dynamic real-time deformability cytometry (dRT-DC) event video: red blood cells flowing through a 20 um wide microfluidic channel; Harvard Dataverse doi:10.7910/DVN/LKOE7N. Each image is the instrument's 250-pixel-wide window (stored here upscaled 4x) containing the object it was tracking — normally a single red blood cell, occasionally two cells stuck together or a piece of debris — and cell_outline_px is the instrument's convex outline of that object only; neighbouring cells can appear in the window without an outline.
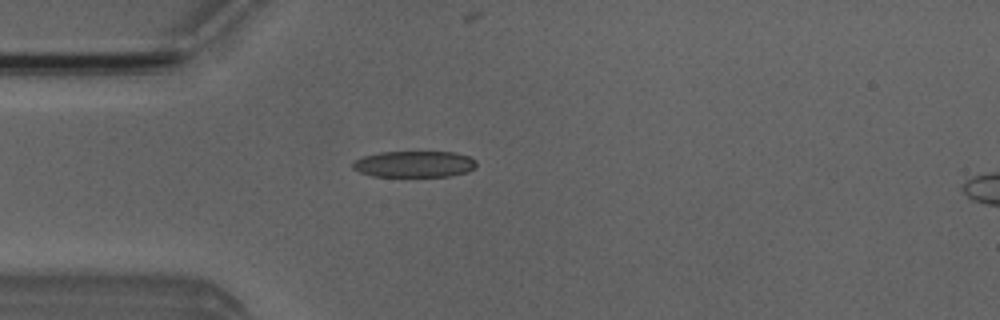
{"species": "Egyptian fruit bat (a non-hibernating species)", "species_latin": "Rousettus aegyptiacus", "temperature_condition": "room temperature", "stored_images_in_passage": 4, "camera_frame_rate_fps": 3000, "um_per_image_px": 0.085, "animal": {"sex": "male"}, "frame": {"image": 1, "passage_image": 4, "time_ms": 3.333, "image_size_px": [1000, 320], "cell_outline_px": [[476, 168], [468, 172], [448, 176], [372, 176], [360, 172], [352, 168], [352, 164], [356, 160], [364, 156], [380, 152], [456, 152], [468, 156], [476, 160]], "centroid_in_image_um": [35.25, 13.95], "position_along_channel_um": 49.8, "area_um2": 18.96}}